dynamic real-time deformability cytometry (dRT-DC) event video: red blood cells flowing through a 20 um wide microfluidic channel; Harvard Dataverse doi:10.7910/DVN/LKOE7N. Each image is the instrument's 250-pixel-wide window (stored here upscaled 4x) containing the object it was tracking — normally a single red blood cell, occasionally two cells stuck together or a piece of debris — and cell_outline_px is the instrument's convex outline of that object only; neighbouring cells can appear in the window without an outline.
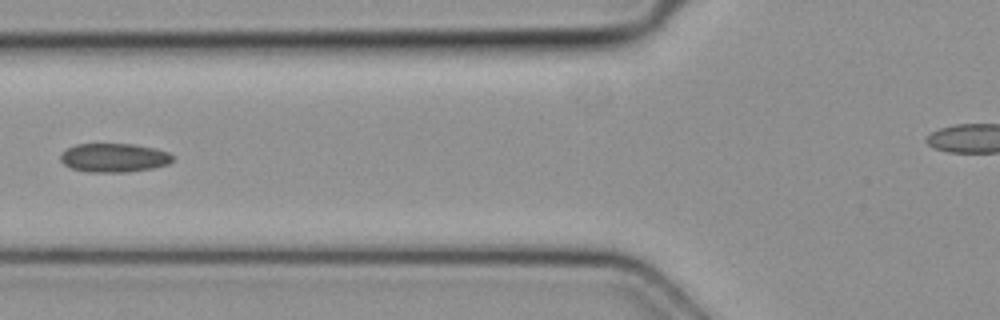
{"species": "common noctule bat (a hibernating species)", "species_latin": "Nyctalus noctula", "temperature_condition": "cold", "stored_images_in_passage": 7, "camera_frame_rate_fps": 3000, "um_per_image_px": 0.085, "animal": {"sex": "female", "body_mass_g": 19.3, "forearm_length_mm": 54.1}, "frame": {"image": 1, "passage_image": 6, "time_ms": 1.667, "image_size_px": [1000, 320], "cell_outline_px": [[176, 156], [168, 164], [156, 168], [128, 172], [88, 172], [72, 168], [64, 164], [60, 160], [60, 156], [68, 148], [76, 144], [136, 144], [168, 152]], "centroid_in_image_um": [9.73, 13.41], "position_along_channel_um": 116.1, "area_um2": 18.9}}
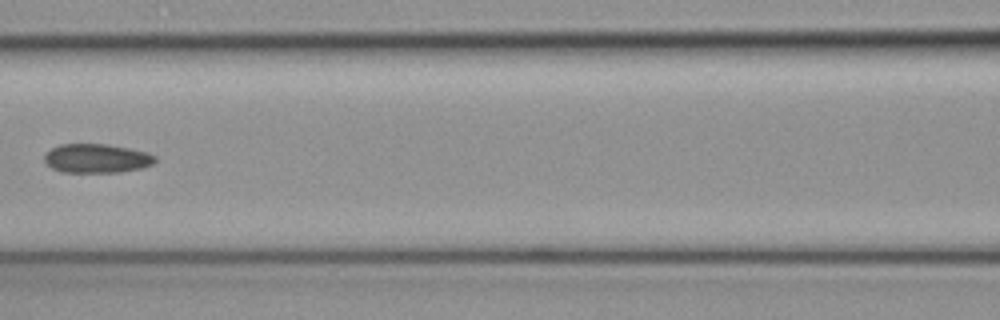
{"frame": {"image": 2, "passage_image": 7, "time_ms": 2.0, "image_size_px": [1000, 320], "cell_outline_px": [[156, 160], [152, 164], [144, 168], [120, 172], [60, 172], [52, 168], [44, 160], [44, 156], [52, 148], [60, 144], [104, 144], [128, 148], [148, 152], [156, 156]], "centroid_in_image_um": [8.24, 13.47], "position_along_channel_um": 158.4, "area_um2": 18.73}}